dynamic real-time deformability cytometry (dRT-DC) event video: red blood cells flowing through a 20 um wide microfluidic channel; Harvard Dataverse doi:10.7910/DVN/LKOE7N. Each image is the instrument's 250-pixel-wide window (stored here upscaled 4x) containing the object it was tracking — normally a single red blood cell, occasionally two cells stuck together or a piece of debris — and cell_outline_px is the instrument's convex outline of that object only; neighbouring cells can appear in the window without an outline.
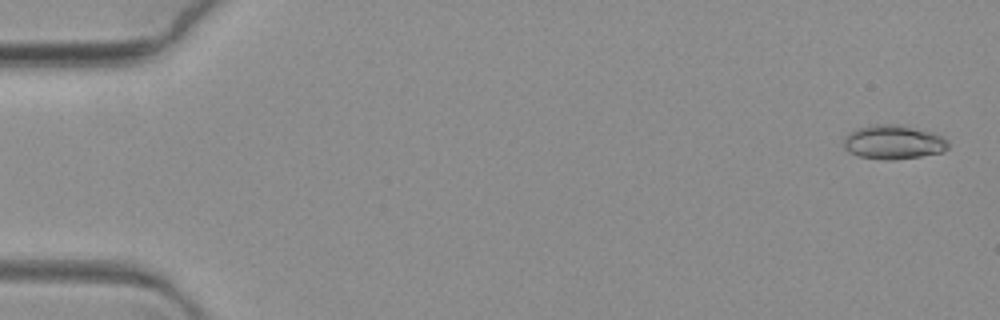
{"species": "common noctule bat (a hibernating species)", "species_latin": "Nyctalus noctula", "temperature_condition": "warm", "stored_images_in_passage": 23, "camera_frame_rate_fps": 3000, "um_per_image_px": 0.085, "animal": {"sex": "female", "body_mass_g": 19.3, "forearm_length_mm": 54.1}, "frame": {"image": 1, "passage_image": 3, "time_ms": 0.667, "image_size_px": [1000, 320], "cell_outline_px": [[948, 148], [944, 152], [896, 160], [884, 160], [860, 156], [848, 152], [844, 148], [844, 136], [848, 132], [856, 128], [876, 124], [896, 124], [932, 132], [944, 136], [948, 140]], "centroid_in_image_um": [75.94, 12.08], "position_along_channel_um": 9.1, "area_um2": 20.98}}
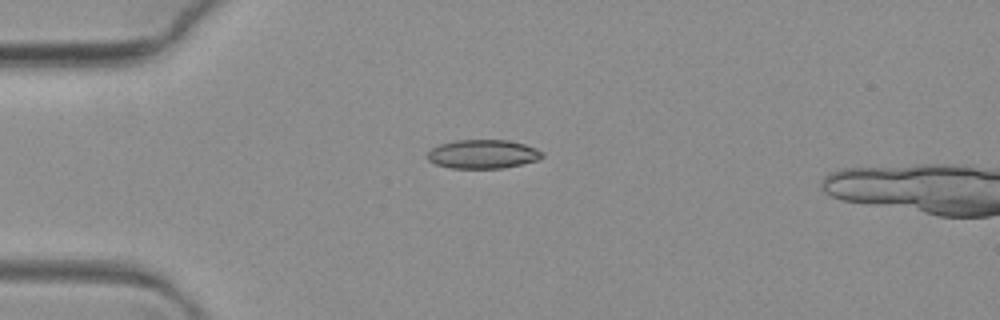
{"frame": {"image": 2, "passage_image": 19, "time_ms": 6.0, "image_size_px": [1000, 320], "cell_outline_px": [[544, 156], [540, 160], [504, 168], [452, 168], [436, 164], [428, 160], [424, 156], [432, 148], [440, 144], [456, 140], [508, 140], [524, 144], [536, 148], [544, 152]], "centroid_in_image_um": [41.06, 13.1], "position_along_channel_um": 43.9, "area_um2": 19.48}}